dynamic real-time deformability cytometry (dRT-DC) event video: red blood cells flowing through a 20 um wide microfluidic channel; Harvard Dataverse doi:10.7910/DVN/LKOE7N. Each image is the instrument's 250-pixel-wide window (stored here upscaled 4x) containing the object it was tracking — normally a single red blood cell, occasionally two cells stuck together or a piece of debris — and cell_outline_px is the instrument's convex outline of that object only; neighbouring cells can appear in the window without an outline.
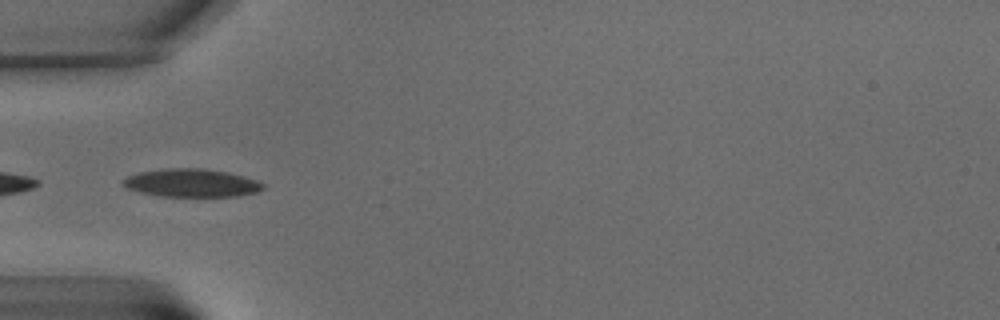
{"species": "common noctule bat (a hibernating species)", "species_latin": "Nyctalus noctula", "temperature_condition": "warm", "stored_images_in_passage": 5, "camera_frame_rate_fps": 3000, "um_per_image_px": 0.085, "animal": {"sex": "male", "body_mass_g": 15.6}, "frame": {"image": 1, "passage_image": 4, "time_ms": 3.333, "image_size_px": [1000, 320], "cell_outline_px": [[264, 188], [256, 192], [236, 196], [160, 196], [140, 192], [128, 188], [120, 184], [128, 176], [140, 172], [164, 168], [204, 168], [228, 172], [244, 176], [256, 180], [264, 184]], "centroid_in_image_um": [16.28, 15.54], "position_along_channel_um": 68.7, "area_um2": 22.83}}